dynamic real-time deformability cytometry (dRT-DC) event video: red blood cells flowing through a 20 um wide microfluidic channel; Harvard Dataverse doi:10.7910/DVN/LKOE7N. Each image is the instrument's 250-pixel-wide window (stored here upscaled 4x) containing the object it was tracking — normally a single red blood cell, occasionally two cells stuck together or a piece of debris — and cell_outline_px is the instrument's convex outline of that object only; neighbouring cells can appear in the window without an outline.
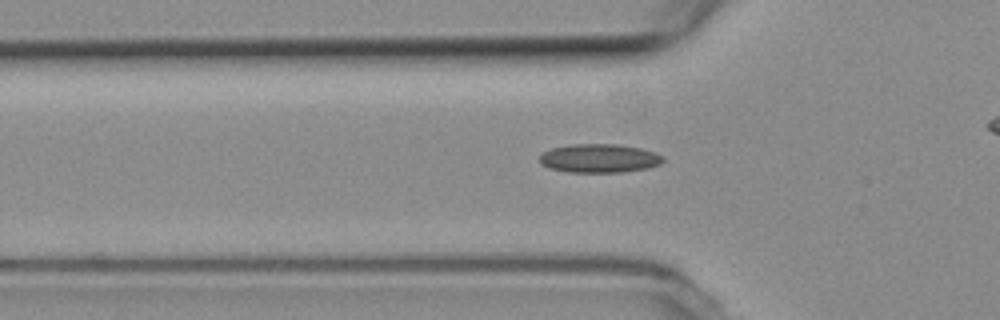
{"species": "common noctule bat (a hibernating species)", "species_latin": "Nyctalus noctula", "temperature_condition": "room temperature", "stored_images_in_passage": 15, "camera_frame_rate_fps": 3000, "um_per_image_px": 0.085, "animal": {"sex": "female", "body_mass_g": 19.3, "forearm_length_mm": 54.1}, "frame": {"image": 1, "passage_image": 6, "time_ms": 1.667, "image_size_px": [1000, 320], "cell_outline_px": [[664, 160], [660, 164], [648, 168], [620, 172], [568, 172], [548, 168], [540, 164], [540, 152], [552, 148], [568, 144], [616, 144], [640, 148], [664, 156]], "centroid_in_image_um": [50.89, 13.45], "position_along_channel_um": 74.9, "area_um2": 20.75}}
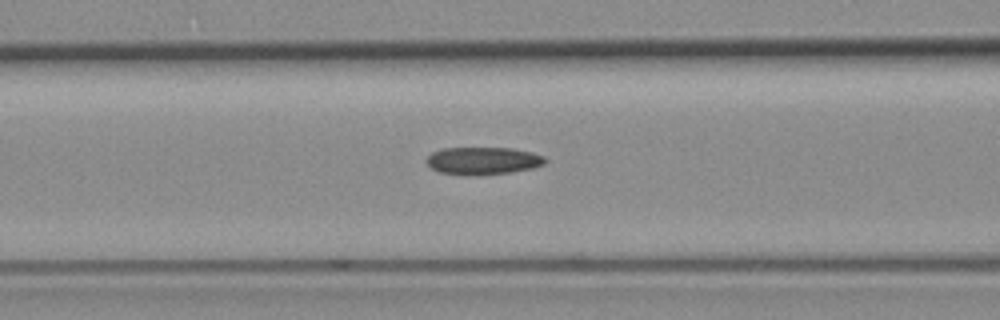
{"frame": {"image": 2, "passage_image": 10, "time_ms": 3.0, "image_size_px": [1000, 320], "cell_outline_px": [[548, 160], [544, 164], [532, 168], [508, 172], [480, 176], [464, 176], [440, 172], [432, 168], [424, 160], [432, 152], [444, 148], [512, 148], [532, 152], [544, 156]], "centroid_in_image_um": [41.04, 13.67], "position_along_channel_um": 125.6, "area_um2": 19.25}}
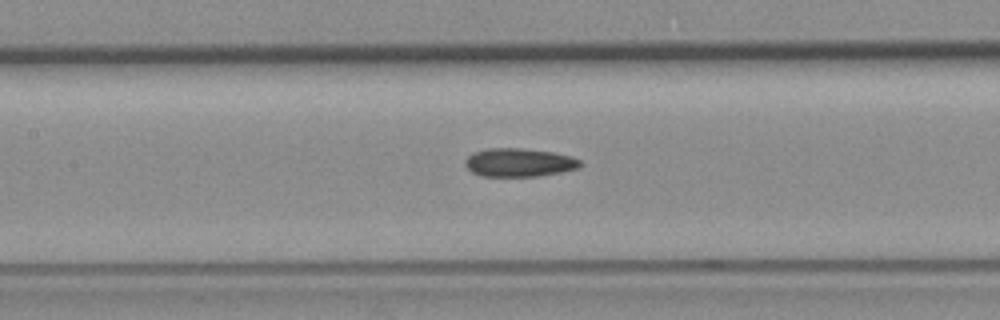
{"frame": {"image": 3, "passage_image": 13, "time_ms": 4.0, "image_size_px": [1000, 320], "cell_outline_px": [[584, 164], [580, 168], [560, 172], [536, 176], [480, 176], [472, 172], [464, 164], [464, 160], [468, 156], [476, 152], [492, 148], [520, 148], [552, 152], [572, 156], [580, 160]], "centroid_in_image_um": [44.15, 13.82], "position_along_channel_um": 163.2, "area_um2": 19.02}}